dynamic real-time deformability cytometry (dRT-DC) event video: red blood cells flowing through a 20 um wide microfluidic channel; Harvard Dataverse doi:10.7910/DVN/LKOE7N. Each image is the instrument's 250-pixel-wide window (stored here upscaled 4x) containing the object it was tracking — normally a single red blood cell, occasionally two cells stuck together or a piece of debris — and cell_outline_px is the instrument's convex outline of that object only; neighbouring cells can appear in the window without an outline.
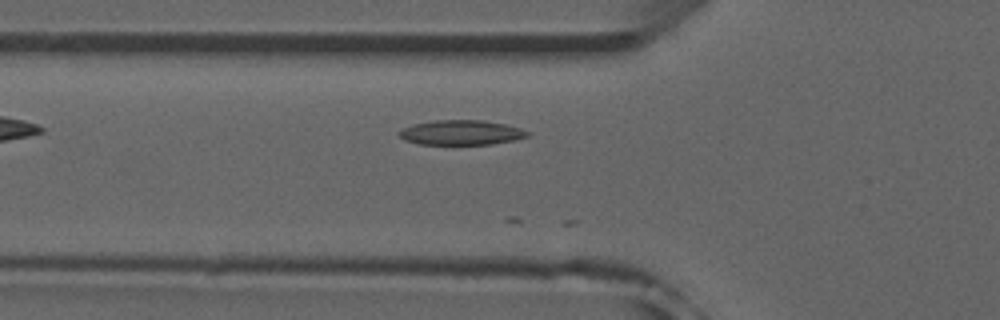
{"species": "common noctule bat (a hibernating species)", "species_latin": "Nyctalus noctula", "temperature_condition": "room temperature", "stored_images_in_passage": 11, "camera_frame_rate_fps": 3000, "um_per_image_px": 0.085, "animal": {"sex": "male", "forearm_length_mm": 52.5}, "frame": {"image": 1, "passage_image": 2, "time_ms": 0.333, "image_size_px": [1000, 320], "cell_outline_px": [[528, 136], [516, 140], [492, 144], [456, 148], [420, 144], [404, 140], [396, 132], [400, 128], [412, 124], [436, 120], [484, 120], [504, 124], [520, 128], [528, 132]], "centroid_in_image_um": [39.13, 11.32], "position_along_channel_um": 86.7, "area_um2": 19.65}}